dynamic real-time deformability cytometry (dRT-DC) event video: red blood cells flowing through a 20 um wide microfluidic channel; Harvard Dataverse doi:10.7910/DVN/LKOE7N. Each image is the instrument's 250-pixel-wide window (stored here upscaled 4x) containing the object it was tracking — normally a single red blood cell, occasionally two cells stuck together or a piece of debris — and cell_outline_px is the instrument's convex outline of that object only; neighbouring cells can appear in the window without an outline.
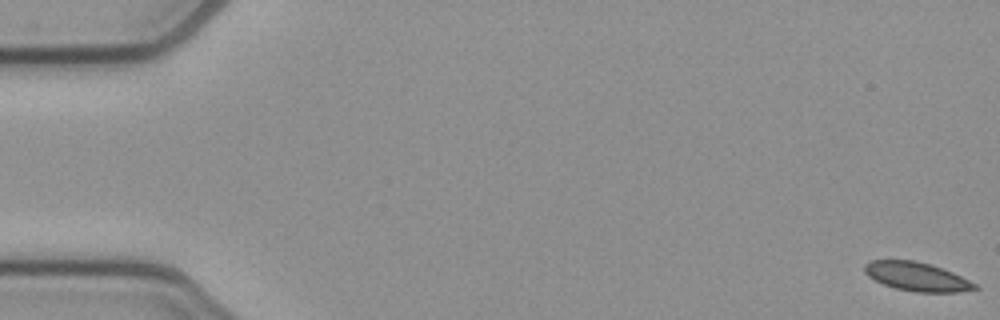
{"species": "common noctule bat (a hibernating species)", "species_latin": "Nyctalus noctula", "temperature_condition": "cold", "stored_images_in_passage": 54, "camera_frame_rate_fps": 3000, "um_per_image_px": 0.085, "animal": {"sex": "female", "body_mass_g": 21.9}, "frame": {"image": 1, "passage_image": 1, "time_ms": 0.0, "image_size_px": [1000, 320], "cell_outline_px": [[980, 288], [960, 292], [916, 292], [896, 288], [884, 284], [868, 276], [864, 272], [864, 264], [872, 260], [912, 260], [928, 264], [952, 272], [976, 284]], "centroid_in_image_um": [77.92, 23.52], "position_along_channel_um": 7.1, "area_um2": 18.21}}
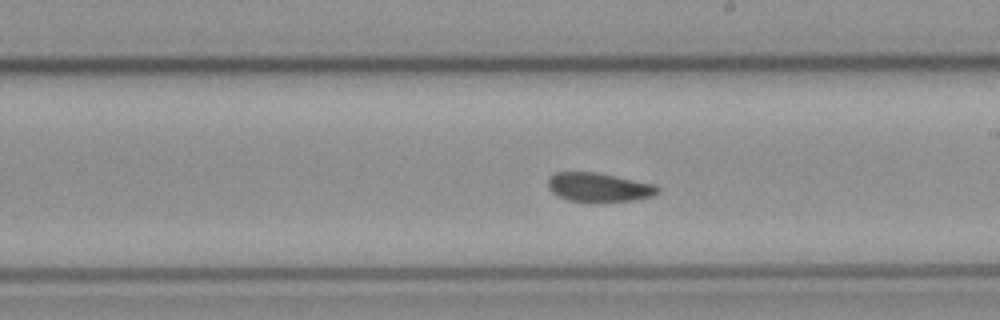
{"frame": {"image": 2, "passage_image": 31, "time_ms": 10.0, "image_size_px": [1000, 320], "cell_outline_px": [[660, 192], [652, 196], [636, 200], [568, 200], [552, 192], [548, 188], [548, 180], [556, 172], [596, 172], [656, 184], [660, 188]], "centroid_in_image_um": [50.95, 15.89], "position_along_channel_um": 238.1, "area_um2": 18.09}}
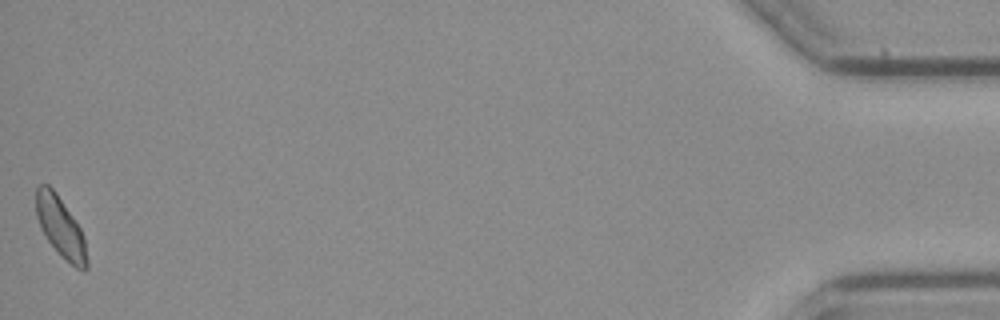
{"frame": {"image": 3, "passage_image": 54, "time_ms": 17.667, "image_size_px": [1000, 320], "cell_outline_px": [[88, 268], [84, 272], [76, 268], [48, 240], [40, 228], [36, 216], [36, 188], [40, 184], [48, 184], [56, 192], [80, 228], [84, 240], [88, 260]], "centroid_in_image_um": [5.14, 19.28], "position_along_channel_um": 430.1, "area_um2": 17.46}, "authors_computed_cell_mechanics": {"area_um2": 18.8428, "velocity_mm_per_s": 3.8273, "shape_relaxation_time_tau1_ms": null, "shape_relaxation_time_tau2_ms": 3.5952, "deformation_change_tau1": null, "deformation_change_tau2": 0.0553}}